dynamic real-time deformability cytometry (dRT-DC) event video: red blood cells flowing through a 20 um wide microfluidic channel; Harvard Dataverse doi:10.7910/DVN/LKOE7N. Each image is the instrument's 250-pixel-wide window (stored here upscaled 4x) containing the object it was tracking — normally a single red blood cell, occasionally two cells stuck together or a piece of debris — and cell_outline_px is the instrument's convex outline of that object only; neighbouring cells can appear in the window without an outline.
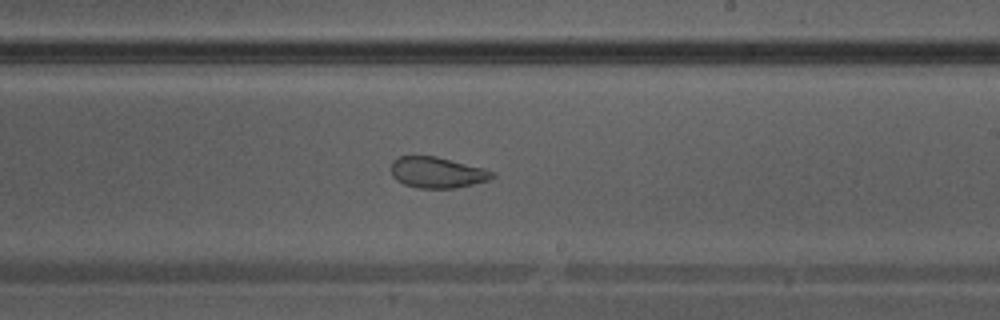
{"species": "Egyptian fruit bat (a non-hibernating species)", "species_latin": "Rousettus aegyptiacus", "temperature_condition": "warm", "stored_images_in_passage": 32, "camera_frame_rate_fps": 3000, "um_per_image_px": 0.085, "animal": {"sex": "male"}, "frame": {"image": 1, "passage_image": 23, "time_ms": 7.333, "image_size_px": [1000, 320], "cell_outline_px": [[496, 176], [488, 180], [456, 188], [416, 188], [404, 184], [396, 180], [392, 176], [392, 160], [400, 156], [436, 156], [484, 168], [496, 172]], "centroid_in_image_um": [37.17, 14.66], "position_along_channel_um": 251.8, "area_um2": 18.32}}